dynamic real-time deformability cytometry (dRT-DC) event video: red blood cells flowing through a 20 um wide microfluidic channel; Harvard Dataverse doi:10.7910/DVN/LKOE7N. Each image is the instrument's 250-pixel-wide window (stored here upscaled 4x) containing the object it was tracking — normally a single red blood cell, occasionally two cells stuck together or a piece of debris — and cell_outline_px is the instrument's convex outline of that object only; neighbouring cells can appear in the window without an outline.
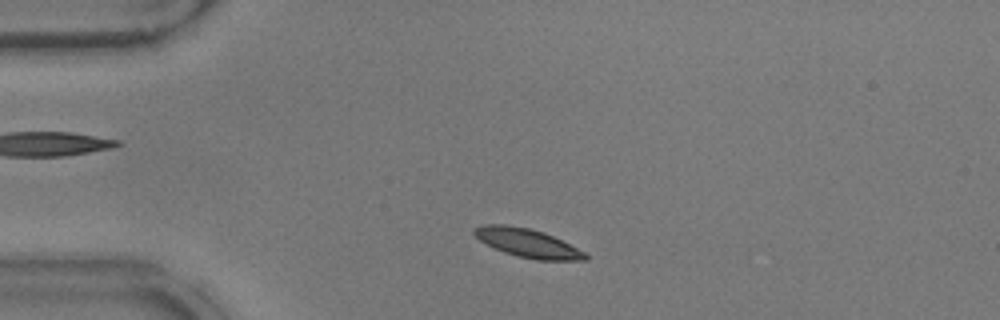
{"species": "common noctule bat (a hibernating species)", "species_latin": "Nyctalus noctula", "temperature_condition": "warm", "stored_images_in_passage": 45, "camera_frame_rate_fps": 3000, "um_per_image_px": 0.085, "animal": {"sex": "male", "body_mass_g": 17.9}, "frame": {"image": 1, "passage_image": 5, "time_ms": 1.333, "image_size_px": [1000, 320], "cell_outline_px": [[588, 260], [536, 260], [504, 252], [480, 240], [472, 232], [472, 228], [480, 224], [504, 224], [528, 228], [544, 232], [584, 252], [588, 256]], "centroid_in_image_um": [44.8, 20.64], "position_along_channel_um": 40.2, "area_um2": 18.21}}
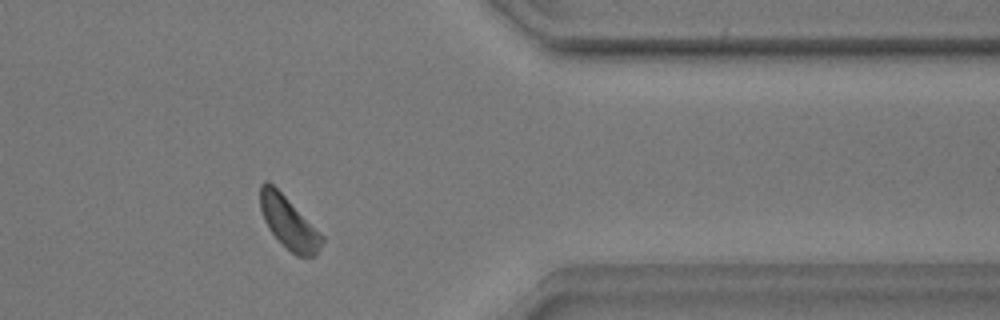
{"frame": {"image": 2, "passage_image": 36, "time_ms": 11.667, "image_size_px": [1000, 320], "cell_outline_px": [[324, 240], [316, 256], [296, 256], [268, 228], [264, 220], [260, 208], [260, 184], [264, 180], [268, 180], [324, 236]], "centroid_in_image_um": [24.54, 18.92], "position_along_channel_um": 386.9, "area_um2": 18.32}}
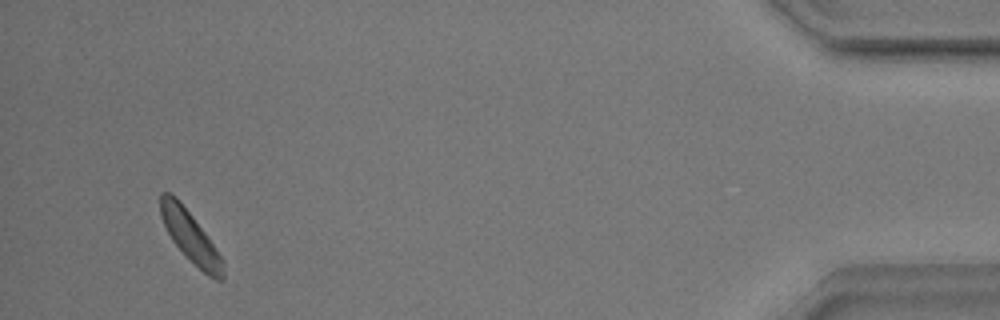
{"frame": {"image": 3, "passage_image": 43, "time_ms": 14.0, "image_size_px": [1000, 320], "cell_outline_px": [[224, 280], [216, 280], [208, 276], [172, 240], [160, 216], [160, 192], [168, 192], [176, 196], [192, 216], [204, 232], [224, 260]], "centroid_in_image_um": [16.19, 20.1], "position_along_channel_um": 419.0, "area_um2": 18.03}, "authors_computed_cell_mechanics": {"area_um2": 18.3226, "velocity_mm_per_s": 3.8024, "shape_relaxation_time_tau1_ms": 3.5155, "shape_relaxation_time_tau2_ms": null, "deformation_change_tau1": 0.0952, "deformation_change_tau2": null}}